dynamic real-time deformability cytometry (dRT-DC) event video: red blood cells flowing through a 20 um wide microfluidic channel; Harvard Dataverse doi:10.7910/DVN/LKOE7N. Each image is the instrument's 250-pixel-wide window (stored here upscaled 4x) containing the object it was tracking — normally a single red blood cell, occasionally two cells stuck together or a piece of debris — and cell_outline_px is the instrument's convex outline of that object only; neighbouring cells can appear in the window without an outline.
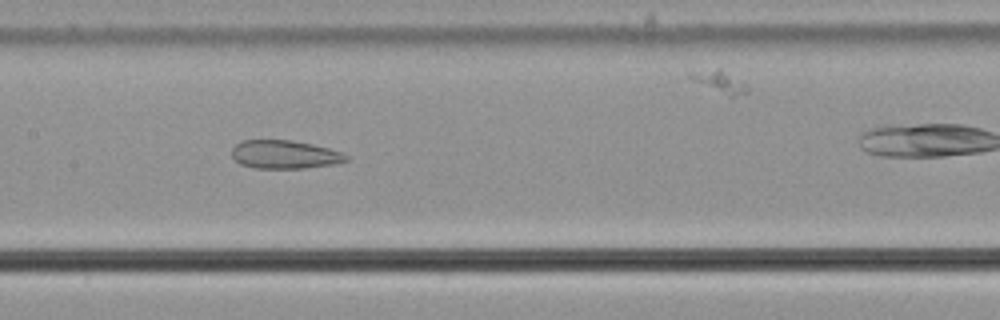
{"species": "common noctule bat (a hibernating species)", "species_latin": "Nyctalus noctula", "temperature_condition": "cold", "stored_images_in_passage": 45, "segment_of_instrument_passage": [1, 2], "camera_frame_rate_fps": 3000, "um_per_image_px": 0.085, "animal": {"sex": "male", "body_mass_g": 21.5, "forearm_length_mm": 52.0}, "frame": {"image": 1, "passage_image": 28, "time_ms": 9.0, "image_size_px": [1000, 320], "cell_outline_px": [[348, 160], [336, 164], [304, 168], [256, 168], [240, 164], [232, 156], [232, 148], [240, 140], [292, 140], [312, 144], [328, 148], [340, 152], [348, 156]], "centroid_in_image_um": [24.18, 13.13], "position_along_channel_um": 183.2, "area_um2": 18.9}}
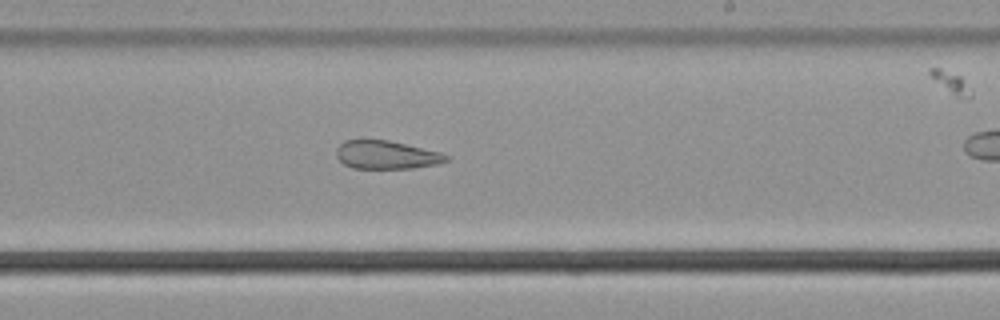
{"frame": {"image": 2, "passage_image": 34, "time_ms": 11.0, "image_size_px": [1000, 320], "cell_outline_px": [[448, 160], [436, 164], [416, 168], [352, 168], [344, 164], [336, 156], [336, 148], [344, 140], [388, 140], [440, 152], [448, 156]], "centroid_in_image_um": [32.82, 13.16], "position_along_channel_um": 256.2, "area_um2": 17.98}}
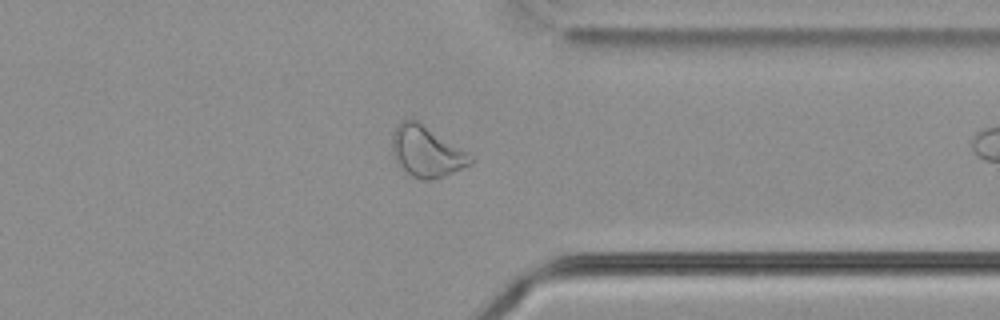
{"frame": {"image": 3, "passage_image": 44, "time_ms": 14.333, "image_size_px": [1000, 320], "cell_outline_px": [[476, 160], [472, 164], [444, 176], [432, 180], [420, 180], [412, 176], [400, 168], [392, 156], [392, 136], [396, 128], [404, 120], [412, 116], [468, 152]], "centroid_in_image_um": [36.26, 12.88], "position_along_channel_um": 375.1, "area_um2": 23.64}}